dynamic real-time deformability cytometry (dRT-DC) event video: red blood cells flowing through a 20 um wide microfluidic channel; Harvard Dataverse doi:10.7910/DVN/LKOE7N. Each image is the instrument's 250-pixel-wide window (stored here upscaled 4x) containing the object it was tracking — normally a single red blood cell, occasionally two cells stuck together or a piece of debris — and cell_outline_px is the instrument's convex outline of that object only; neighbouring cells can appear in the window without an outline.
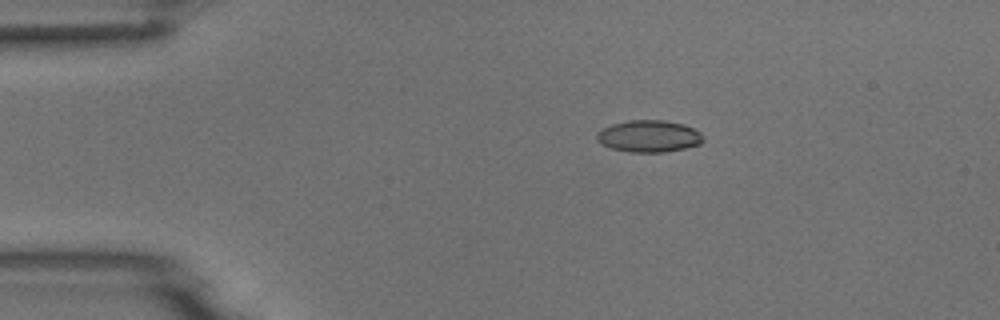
{"species": "common noctule bat (a hibernating species)", "species_latin": "Nyctalus noctula", "temperature_condition": "room temperature", "stored_images_in_passage": 8, "camera_frame_rate_fps": 3000, "um_per_image_px": 0.085, "animal": {"sex": "male", "body_mass_g": 18.8}, "frame": {"image": 1, "passage_image": 1, "time_ms": 0.0, "image_size_px": [1000, 320], "cell_outline_px": [[704, 140], [700, 144], [684, 148], [664, 152], [632, 152], [612, 148], [600, 144], [596, 140], [596, 132], [612, 124], [628, 120], [664, 120], [684, 124], [700, 132], [704, 136]], "centroid_in_image_um": [55.15, 11.57], "position_along_channel_um": 29.8, "area_um2": 19.83}}
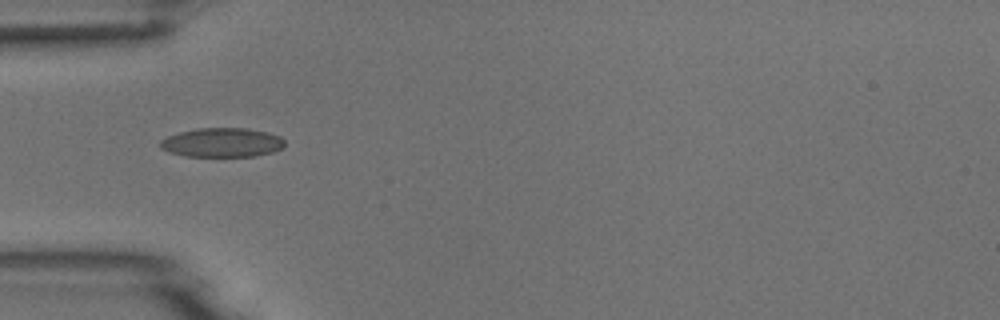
{"frame": {"image": 2, "passage_image": 3, "time_ms": 0.667, "image_size_px": [1000, 320], "cell_outline_px": [[284, 144], [280, 148], [272, 152], [256, 156], [184, 156], [168, 152], [160, 148], [160, 140], [168, 136], [180, 132], [196, 128], [248, 128], [268, 132], [280, 136], [284, 140]], "centroid_in_image_um": [18.86, 12.11], "position_along_channel_um": 66.1, "area_um2": 21.21}}
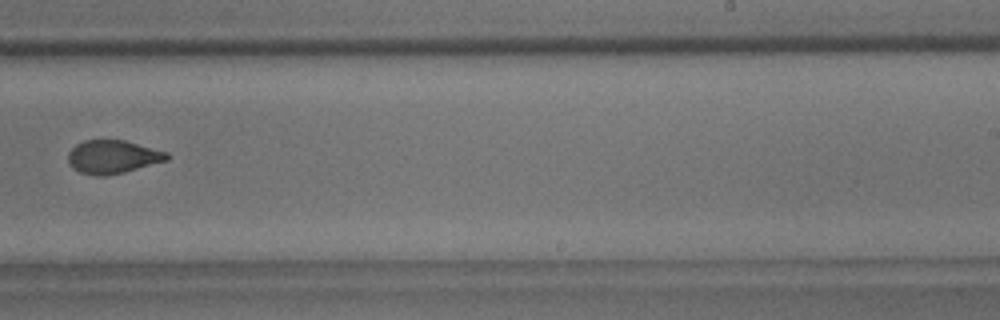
{"frame": {"image": 3, "passage_image": 8, "time_ms": 2.333, "image_size_px": [1000, 320], "cell_outline_px": [[172, 156], [168, 160], [124, 172], [108, 176], [96, 176], [80, 172], [72, 168], [68, 164], [68, 152], [76, 144], [84, 140], [124, 140], [168, 152]], "centroid_in_image_um": [9.58, 13.34], "position_along_channel_um": 279.4, "area_um2": 19.36}}